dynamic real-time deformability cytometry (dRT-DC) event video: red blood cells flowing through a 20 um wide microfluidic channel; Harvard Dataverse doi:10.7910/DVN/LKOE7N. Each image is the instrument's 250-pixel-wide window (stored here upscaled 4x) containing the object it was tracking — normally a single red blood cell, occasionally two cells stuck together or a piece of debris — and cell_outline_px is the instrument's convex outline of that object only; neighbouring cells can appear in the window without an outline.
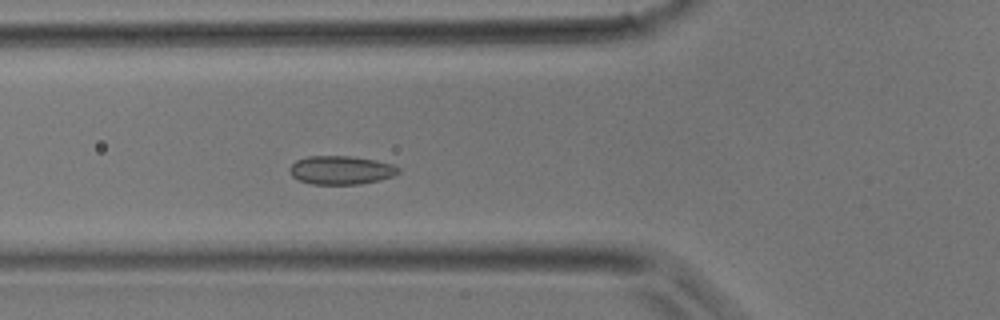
{"species": "common noctule bat (a hibernating species)", "species_latin": "Nyctalus noctula", "temperature_condition": "room temperature", "stored_images_in_passage": 40, "camera_frame_rate_fps": 3000, "um_per_image_px": 0.085, "animal": {"sex": "male", "body_mass_g": 17.9}, "frame": {"image": 1, "passage_image": 13, "time_ms": 4.0, "image_size_px": [1000, 320], "cell_outline_px": [[400, 172], [392, 176], [380, 180], [360, 184], [312, 184], [300, 180], [292, 176], [288, 172], [288, 168], [296, 160], [308, 156], [352, 156], [376, 160], [392, 164], [400, 168]], "centroid_in_image_um": [28.98, 14.45], "position_along_channel_um": 96.8, "area_um2": 18.21}}
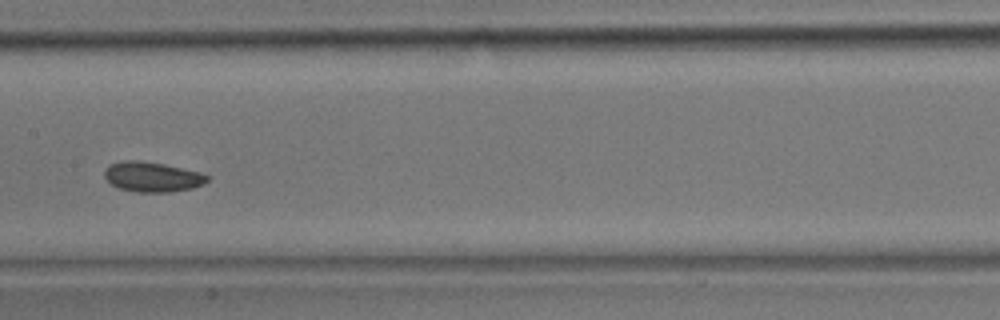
{"frame": {"image": 2, "passage_image": 19, "time_ms": 6.0, "image_size_px": [1000, 320], "cell_outline_px": [[208, 180], [204, 184], [192, 188], [168, 192], [136, 192], [120, 188], [112, 184], [104, 176], [104, 172], [108, 164], [124, 160], [136, 160], [164, 164], [200, 172], [208, 176]], "centroid_in_image_um": [12.93, 15.03], "position_along_channel_um": 194.5, "area_um2": 17.86}}
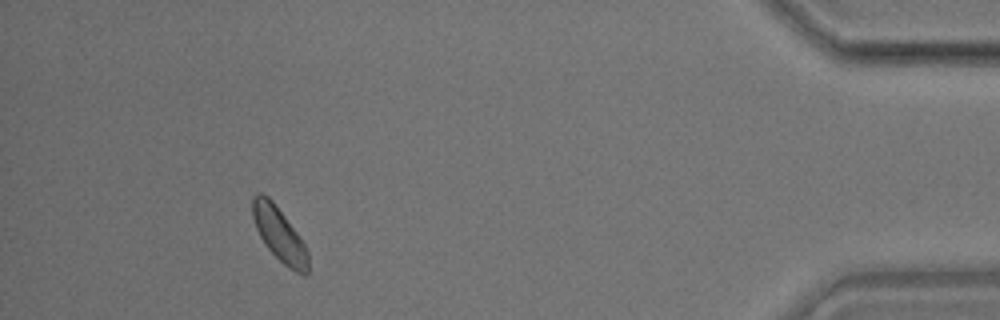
{"frame": {"image": 3, "passage_image": 36, "time_ms": 11.667, "image_size_px": [1000, 320], "cell_outline_px": [[308, 272], [304, 276], [288, 268], [268, 248], [260, 236], [256, 228], [252, 216], [252, 196], [256, 192], [260, 192], [268, 196], [272, 200], [296, 232], [304, 244], [308, 252]], "centroid_in_image_um": [23.72, 19.9], "position_along_channel_um": 411.5, "area_um2": 17.28}}